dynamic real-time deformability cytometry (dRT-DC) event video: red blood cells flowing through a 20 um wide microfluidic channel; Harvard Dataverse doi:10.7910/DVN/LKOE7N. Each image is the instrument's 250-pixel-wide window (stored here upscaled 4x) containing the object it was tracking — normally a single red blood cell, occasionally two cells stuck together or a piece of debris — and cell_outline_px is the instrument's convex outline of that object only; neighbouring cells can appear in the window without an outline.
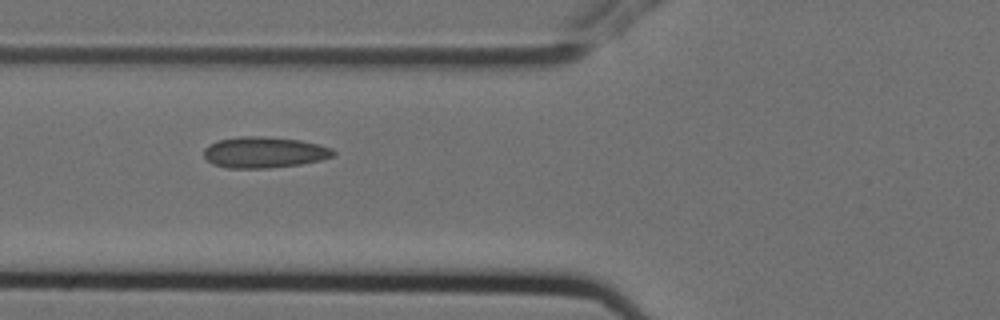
{"species": "Egyptian fruit bat (a non-hibernating species)", "species_latin": "Rousettus aegyptiacus", "temperature_condition": "cold", "stored_images_in_passage": 3, "camera_frame_rate_fps": 3000, "um_per_image_px": 0.085, "animal": {"sex": "female"}, "frame": {"image": 1, "passage_image": 3, "time_ms": 0.667, "image_size_px": [1000, 320], "cell_outline_px": [[336, 152], [332, 156], [320, 160], [300, 164], [268, 168], [228, 168], [212, 164], [204, 156], [204, 148], [208, 144], [220, 140], [240, 136], [264, 136], [300, 140], [320, 144], [332, 148]], "centroid_in_image_um": [22.45, 12.94], "position_along_channel_um": 103.3, "area_um2": 23.47}}